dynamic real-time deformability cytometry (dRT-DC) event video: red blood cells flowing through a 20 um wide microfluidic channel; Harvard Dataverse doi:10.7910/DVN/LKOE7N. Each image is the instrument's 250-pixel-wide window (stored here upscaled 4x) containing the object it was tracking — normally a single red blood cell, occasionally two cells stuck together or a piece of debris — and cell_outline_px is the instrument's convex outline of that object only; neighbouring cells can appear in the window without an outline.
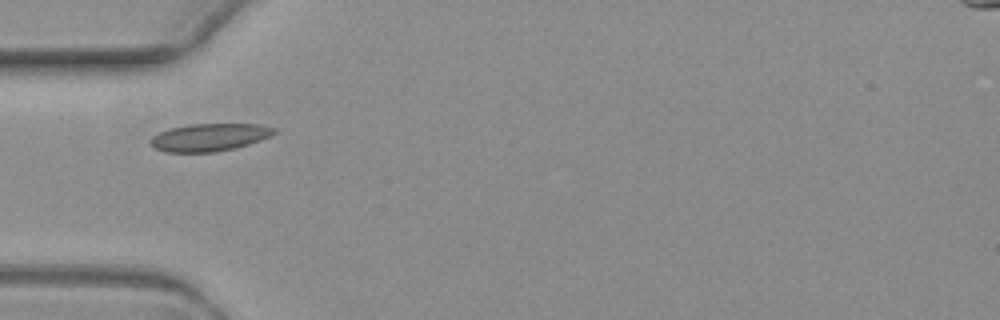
{"species": "common noctule bat (a hibernating species)", "species_latin": "Nyctalus noctula", "temperature_condition": "warm", "stored_images_in_passage": 5, "camera_frame_rate_fps": 3000, "um_per_image_px": 0.085, "animal": {"sex": "female", "body_mass_g": 19.3, "forearm_length_mm": 54.1}, "frame": {"image": 1, "passage_image": 1, "time_ms": 0.0, "image_size_px": [1000, 320], "cell_outline_px": [[276, 132], [272, 136], [248, 144], [216, 152], [164, 152], [156, 148], [152, 144], [152, 136], [168, 128], [192, 124], [256, 124], [276, 128]], "centroid_in_image_um": [17.82, 11.66], "position_along_channel_um": 67.2, "area_um2": 19.71}}
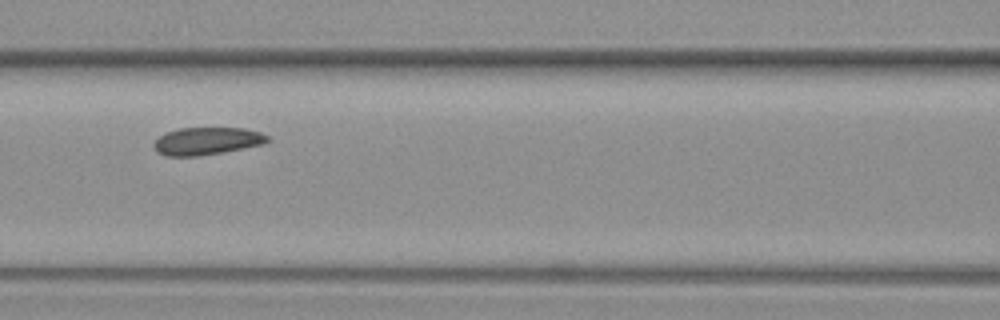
{"frame": {"image": 2, "passage_image": 3, "time_ms": 2.333, "image_size_px": [1000, 320], "cell_outline_px": [[272, 140], [264, 144], [224, 152], [196, 156], [164, 156], [156, 152], [152, 144], [160, 136], [168, 132], [180, 128], [244, 128], [260, 132], [268, 136]], "centroid_in_image_um": [17.6, 12.0], "position_along_channel_um": 149.0, "area_um2": 18.32}}
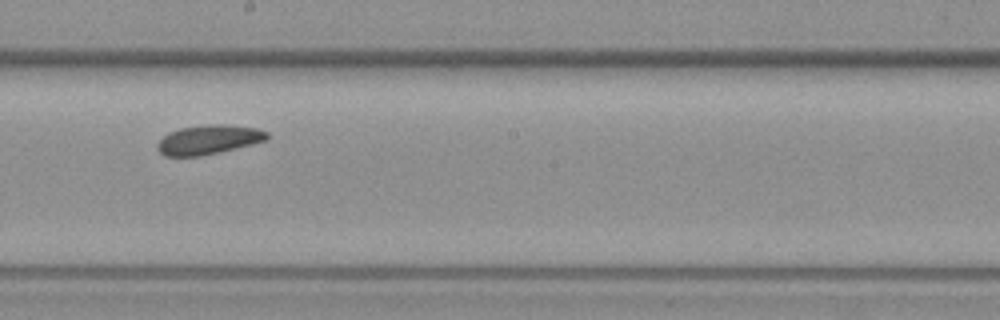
{"frame": {"image": 3, "passage_image": 5, "time_ms": 4.667, "image_size_px": [1000, 320], "cell_outline_px": [[268, 140], [220, 152], [200, 156], [164, 156], [156, 148], [156, 144], [168, 132], [180, 128], [208, 124], [220, 124], [256, 128], [268, 132]], "centroid_in_image_um": [17.71, 11.87], "position_along_channel_um": 230.5, "area_um2": 18.73}}